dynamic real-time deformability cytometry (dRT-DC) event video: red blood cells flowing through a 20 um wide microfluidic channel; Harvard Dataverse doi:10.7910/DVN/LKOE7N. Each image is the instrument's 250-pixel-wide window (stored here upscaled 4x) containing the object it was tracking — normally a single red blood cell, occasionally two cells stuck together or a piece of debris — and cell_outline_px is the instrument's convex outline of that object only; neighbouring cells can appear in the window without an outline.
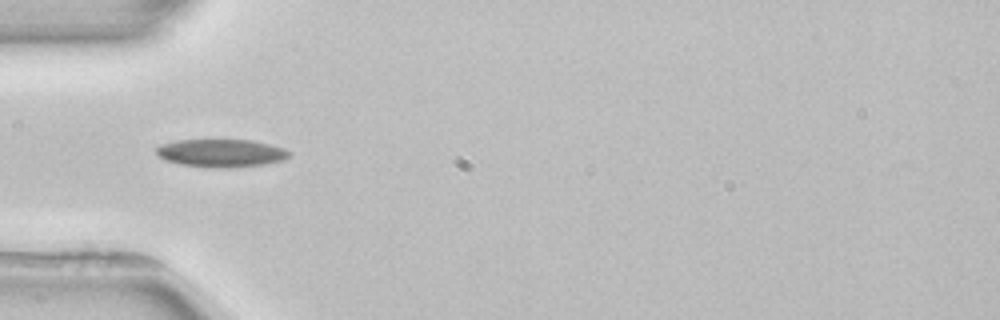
{"species": "common noctule bat (a hibernating species)", "species_latin": "Nyctalus noctula", "temperature_condition": "room temperature", "stored_images_in_passage": 3, "camera_frame_rate_fps": 3000, "um_per_image_px": 0.085, "animal": {"sex": "female", "body_mass_g": 22.7, "forearm_length_mm": 54.2}, "frame": {"image": 1, "passage_image": 2, "time_ms": 2.667, "image_size_px": [1000, 320], "cell_outline_px": [[292, 156], [284, 160], [264, 164], [232, 168], [212, 168], [180, 164], [164, 160], [156, 152], [156, 148], [160, 144], [176, 140], [252, 140], [284, 148], [292, 152]], "centroid_in_image_um": [18.82, 13.02], "position_along_channel_um": 66.2, "area_um2": 21.85}}